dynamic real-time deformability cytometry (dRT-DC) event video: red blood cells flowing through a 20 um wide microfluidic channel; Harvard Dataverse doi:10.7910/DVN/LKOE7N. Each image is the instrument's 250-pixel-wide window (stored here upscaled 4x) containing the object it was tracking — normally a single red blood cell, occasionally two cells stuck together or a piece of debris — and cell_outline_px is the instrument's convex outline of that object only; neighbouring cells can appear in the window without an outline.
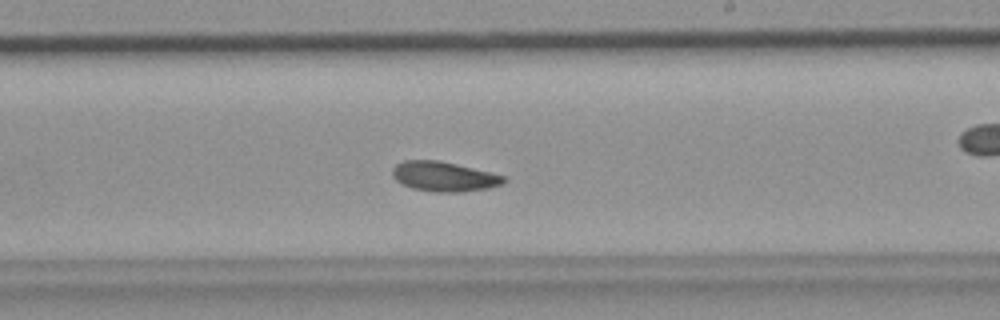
{"species": "common noctule bat (a hibernating species)", "species_latin": "Nyctalus noctula", "temperature_condition": "room temperature", "stored_images_in_passage": 48, "camera_frame_rate_fps": 3000, "um_per_image_px": 0.085, "animal": {"sex": "female", "body_mass_g": 19.9}, "frame": {"image": 1, "passage_image": 28, "time_ms": 9.0, "image_size_px": [1000, 320], "cell_outline_px": [[508, 180], [504, 184], [488, 188], [460, 192], [432, 192], [412, 188], [396, 180], [392, 176], [392, 168], [396, 164], [404, 160], [440, 160], [504, 176]], "centroid_in_image_um": [37.73, 15.01], "position_along_channel_um": 251.3, "area_um2": 19.31}}